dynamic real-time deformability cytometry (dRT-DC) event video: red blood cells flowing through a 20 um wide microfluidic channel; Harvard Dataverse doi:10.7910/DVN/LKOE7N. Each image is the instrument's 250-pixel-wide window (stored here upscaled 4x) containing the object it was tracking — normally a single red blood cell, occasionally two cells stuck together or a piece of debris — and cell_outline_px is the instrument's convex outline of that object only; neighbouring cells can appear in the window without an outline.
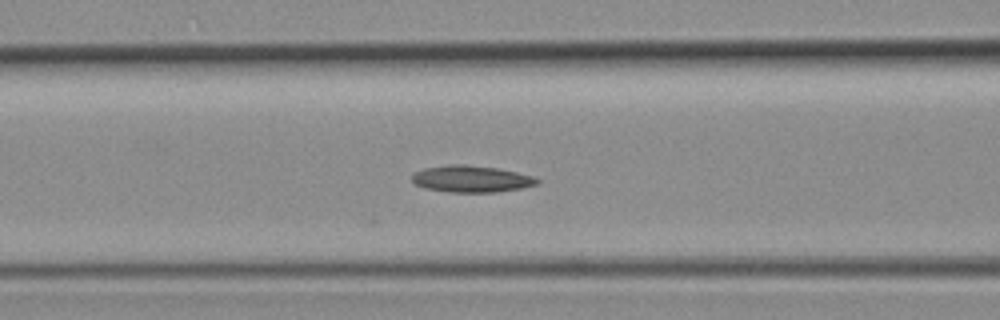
{"species": "common noctule bat (a hibernating species)", "species_latin": "Nyctalus noctula", "temperature_condition": "room temperature", "stored_images_in_passage": 22, "camera_frame_rate_fps": 3000, "um_per_image_px": 0.085, "animal": {"sex": "female", "body_mass_g": 19.3, "forearm_length_mm": 54.1}, "frame": {"image": 1, "passage_image": 6, "time_ms": 1.667, "image_size_px": [1000, 320], "cell_outline_px": [[540, 180], [536, 184], [520, 188], [496, 192], [448, 192], [424, 188], [416, 184], [412, 180], [412, 176], [416, 172], [424, 168], [452, 164], [464, 164], [496, 168], [516, 172], [532, 176]], "centroid_in_image_um": [40.04, 15.21], "position_along_channel_um": 126.6, "area_um2": 19.25}}
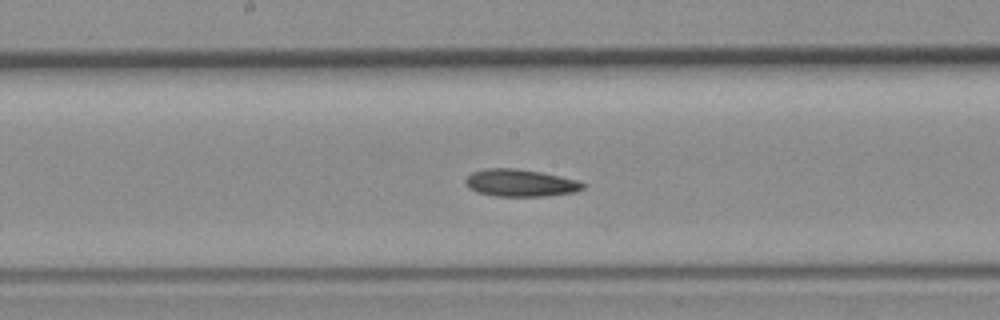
{"frame": {"image": 2, "passage_image": 11, "time_ms": 3.333, "image_size_px": [1000, 320], "cell_outline_px": [[588, 184], [584, 188], [576, 192], [548, 196], [496, 196], [476, 192], [468, 188], [464, 184], [464, 180], [472, 172], [488, 168], [512, 168], [540, 172], [580, 180]], "centroid_in_image_um": [44.26, 15.56], "position_along_channel_um": 203.9, "area_um2": 18.9}}
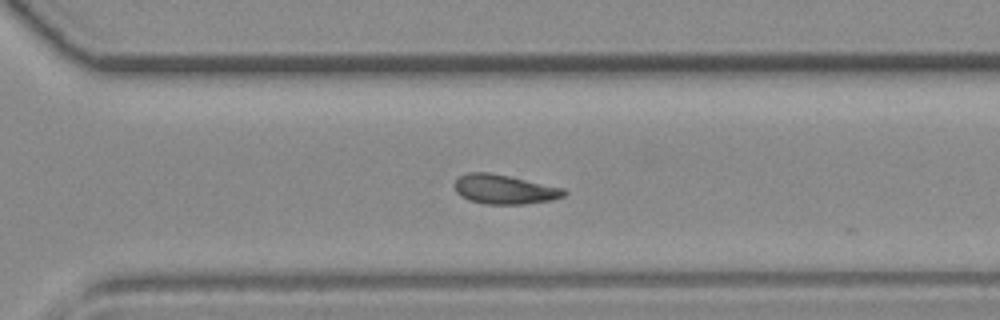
{"frame": {"image": 3, "passage_image": 19, "time_ms": 6.0, "image_size_px": [1000, 320], "cell_outline_px": [[568, 192], [564, 196], [552, 200], [524, 204], [484, 204], [468, 200], [460, 196], [456, 192], [452, 184], [460, 176], [468, 172], [488, 172], [508, 176], [564, 188]], "centroid_in_image_um": [42.84, 16.1], "position_along_channel_um": 327.8, "area_um2": 18.84}}